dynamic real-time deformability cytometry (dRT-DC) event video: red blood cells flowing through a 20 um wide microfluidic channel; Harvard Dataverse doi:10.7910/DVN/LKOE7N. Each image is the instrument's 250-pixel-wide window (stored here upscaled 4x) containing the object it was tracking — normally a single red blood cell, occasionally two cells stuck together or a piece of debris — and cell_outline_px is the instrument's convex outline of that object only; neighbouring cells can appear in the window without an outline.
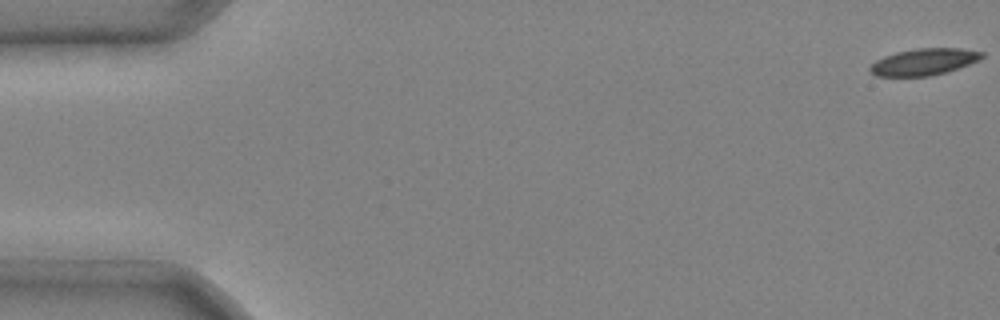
{"species": "common noctule bat (a hibernating species)", "species_latin": "Nyctalus noctula", "temperature_condition": "cold", "stored_images_in_passage": 4, "camera_frame_rate_fps": 3000, "um_per_image_px": 0.085, "animal": {"sex": "male", "body_mass_g": 20.4}, "frame": {"image": 1, "passage_image": 1, "time_ms": 0.0, "image_size_px": [1000, 320], "cell_outline_px": [[984, 56], [980, 60], [944, 72], [928, 76], [876, 76], [868, 68], [876, 60], [884, 56], [896, 52], [916, 48], [960, 48], [984, 52]], "centroid_in_image_um": [78.53, 5.24], "position_along_channel_um": 6.5, "area_um2": 17.22}}